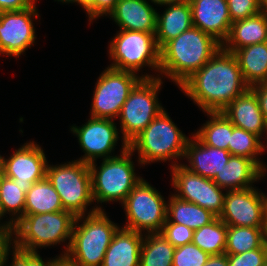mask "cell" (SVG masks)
Instances as JSON below:
<instances>
[{"label":"cell","mask_w":267,"mask_h":266,"mask_svg":"<svg viewBox=\"0 0 267 266\" xmlns=\"http://www.w3.org/2000/svg\"><path fill=\"white\" fill-rule=\"evenodd\" d=\"M266 175L265 171L249 158L231 155L228 163L212 179L220 188L240 190L252 187Z\"/></svg>","instance_id":"21"},{"label":"cell","mask_w":267,"mask_h":266,"mask_svg":"<svg viewBox=\"0 0 267 266\" xmlns=\"http://www.w3.org/2000/svg\"><path fill=\"white\" fill-rule=\"evenodd\" d=\"M221 112L235 127L254 133L260 138L267 134V121L260 110L255 93L250 88Z\"/></svg>","instance_id":"19"},{"label":"cell","mask_w":267,"mask_h":266,"mask_svg":"<svg viewBox=\"0 0 267 266\" xmlns=\"http://www.w3.org/2000/svg\"><path fill=\"white\" fill-rule=\"evenodd\" d=\"M36 0H0V12L21 11L35 5Z\"/></svg>","instance_id":"41"},{"label":"cell","mask_w":267,"mask_h":266,"mask_svg":"<svg viewBox=\"0 0 267 266\" xmlns=\"http://www.w3.org/2000/svg\"><path fill=\"white\" fill-rule=\"evenodd\" d=\"M260 139L262 138L256 134L235 127L232 124V134L228 143V151L231 155L246 157L255 161L266 172L267 166L260 161L258 155H261L267 147Z\"/></svg>","instance_id":"30"},{"label":"cell","mask_w":267,"mask_h":266,"mask_svg":"<svg viewBox=\"0 0 267 266\" xmlns=\"http://www.w3.org/2000/svg\"><path fill=\"white\" fill-rule=\"evenodd\" d=\"M172 185L177 198L195 203L219 217L223 211L225 193L212 179L204 178L177 161L171 164ZM223 192V193H222Z\"/></svg>","instance_id":"12"},{"label":"cell","mask_w":267,"mask_h":266,"mask_svg":"<svg viewBox=\"0 0 267 266\" xmlns=\"http://www.w3.org/2000/svg\"><path fill=\"white\" fill-rule=\"evenodd\" d=\"M113 38L108 47L113 60L111 68L138 74L141 68L149 66L159 72L160 48L155 33L120 30Z\"/></svg>","instance_id":"9"},{"label":"cell","mask_w":267,"mask_h":266,"mask_svg":"<svg viewBox=\"0 0 267 266\" xmlns=\"http://www.w3.org/2000/svg\"><path fill=\"white\" fill-rule=\"evenodd\" d=\"M222 44L210 34L192 27L168 41L160 49L159 75L171 79L179 87L195 71L209 61Z\"/></svg>","instance_id":"2"},{"label":"cell","mask_w":267,"mask_h":266,"mask_svg":"<svg viewBox=\"0 0 267 266\" xmlns=\"http://www.w3.org/2000/svg\"><path fill=\"white\" fill-rule=\"evenodd\" d=\"M127 217L125 229L142 233L161 232L167 220V202L145 179L128 194L122 203Z\"/></svg>","instance_id":"10"},{"label":"cell","mask_w":267,"mask_h":266,"mask_svg":"<svg viewBox=\"0 0 267 266\" xmlns=\"http://www.w3.org/2000/svg\"><path fill=\"white\" fill-rule=\"evenodd\" d=\"M33 17L39 18L36 4L21 11L0 12V55L19 57L35 43Z\"/></svg>","instance_id":"15"},{"label":"cell","mask_w":267,"mask_h":266,"mask_svg":"<svg viewBox=\"0 0 267 266\" xmlns=\"http://www.w3.org/2000/svg\"><path fill=\"white\" fill-rule=\"evenodd\" d=\"M25 195L26 193L12 179L0 173L1 217L11 215L8 221L10 226H14L24 216Z\"/></svg>","instance_id":"33"},{"label":"cell","mask_w":267,"mask_h":266,"mask_svg":"<svg viewBox=\"0 0 267 266\" xmlns=\"http://www.w3.org/2000/svg\"><path fill=\"white\" fill-rule=\"evenodd\" d=\"M203 266H228L227 254L212 255Z\"/></svg>","instance_id":"43"},{"label":"cell","mask_w":267,"mask_h":266,"mask_svg":"<svg viewBox=\"0 0 267 266\" xmlns=\"http://www.w3.org/2000/svg\"><path fill=\"white\" fill-rule=\"evenodd\" d=\"M209 257L197 245L188 243L175 248L172 266H203Z\"/></svg>","instance_id":"34"},{"label":"cell","mask_w":267,"mask_h":266,"mask_svg":"<svg viewBox=\"0 0 267 266\" xmlns=\"http://www.w3.org/2000/svg\"><path fill=\"white\" fill-rule=\"evenodd\" d=\"M159 76L142 75L134 72L107 67L99 76L93 93L91 117L118 119L122 106L130 91L142 78Z\"/></svg>","instance_id":"11"},{"label":"cell","mask_w":267,"mask_h":266,"mask_svg":"<svg viewBox=\"0 0 267 266\" xmlns=\"http://www.w3.org/2000/svg\"><path fill=\"white\" fill-rule=\"evenodd\" d=\"M256 187L229 190L225 193L224 207L219 218L227 226L258 227L264 226V193Z\"/></svg>","instance_id":"13"},{"label":"cell","mask_w":267,"mask_h":266,"mask_svg":"<svg viewBox=\"0 0 267 266\" xmlns=\"http://www.w3.org/2000/svg\"><path fill=\"white\" fill-rule=\"evenodd\" d=\"M263 234H264L265 244H267V213L264 214Z\"/></svg>","instance_id":"47"},{"label":"cell","mask_w":267,"mask_h":266,"mask_svg":"<svg viewBox=\"0 0 267 266\" xmlns=\"http://www.w3.org/2000/svg\"><path fill=\"white\" fill-rule=\"evenodd\" d=\"M55 266H76L75 264L68 261L65 257H61L56 263Z\"/></svg>","instance_id":"45"},{"label":"cell","mask_w":267,"mask_h":266,"mask_svg":"<svg viewBox=\"0 0 267 266\" xmlns=\"http://www.w3.org/2000/svg\"><path fill=\"white\" fill-rule=\"evenodd\" d=\"M210 120L193 135L203 144L228 150L232 134V122L222 112H206Z\"/></svg>","instance_id":"29"},{"label":"cell","mask_w":267,"mask_h":266,"mask_svg":"<svg viewBox=\"0 0 267 266\" xmlns=\"http://www.w3.org/2000/svg\"><path fill=\"white\" fill-rule=\"evenodd\" d=\"M70 130L77 136L79 145L85 153L77 160L89 164L97 158L107 159L116 156H112L111 152L120 139L114 119L90 117L81 127L73 125Z\"/></svg>","instance_id":"14"},{"label":"cell","mask_w":267,"mask_h":266,"mask_svg":"<svg viewBox=\"0 0 267 266\" xmlns=\"http://www.w3.org/2000/svg\"><path fill=\"white\" fill-rule=\"evenodd\" d=\"M166 7L163 14L157 12L155 37L160 49L168 41L193 27L189 0Z\"/></svg>","instance_id":"23"},{"label":"cell","mask_w":267,"mask_h":266,"mask_svg":"<svg viewBox=\"0 0 267 266\" xmlns=\"http://www.w3.org/2000/svg\"><path fill=\"white\" fill-rule=\"evenodd\" d=\"M12 226L6 221L0 224V266H5L13 244Z\"/></svg>","instance_id":"40"},{"label":"cell","mask_w":267,"mask_h":266,"mask_svg":"<svg viewBox=\"0 0 267 266\" xmlns=\"http://www.w3.org/2000/svg\"><path fill=\"white\" fill-rule=\"evenodd\" d=\"M143 234L119 227L112 237L101 266H140Z\"/></svg>","instance_id":"22"},{"label":"cell","mask_w":267,"mask_h":266,"mask_svg":"<svg viewBox=\"0 0 267 266\" xmlns=\"http://www.w3.org/2000/svg\"><path fill=\"white\" fill-rule=\"evenodd\" d=\"M87 214L75 218L71 242L64 257L76 266H101L119 226L108 218L101 206H94ZM79 221L82 222L80 225Z\"/></svg>","instance_id":"3"},{"label":"cell","mask_w":267,"mask_h":266,"mask_svg":"<svg viewBox=\"0 0 267 266\" xmlns=\"http://www.w3.org/2000/svg\"><path fill=\"white\" fill-rule=\"evenodd\" d=\"M264 198H265V208H266L265 213H267V196H266V194H264Z\"/></svg>","instance_id":"49"},{"label":"cell","mask_w":267,"mask_h":266,"mask_svg":"<svg viewBox=\"0 0 267 266\" xmlns=\"http://www.w3.org/2000/svg\"><path fill=\"white\" fill-rule=\"evenodd\" d=\"M192 137L187 142L183 158L189 165L184 166L204 178L213 179L228 163L231 154L228 150L201 143L194 135Z\"/></svg>","instance_id":"20"},{"label":"cell","mask_w":267,"mask_h":266,"mask_svg":"<svg viewBox=\"0 0 267 266\" xmlns=\"http://www.w3.org/2000/svg\"><path fill=\"white\" fill-rule=\"evenodd\" d=\"M63 210L59 194L46 177L33 183L26 192L24 214L52 213Z\"/></svg>","instance_id":"27"},{"label":"cell","mask_w":267,"mask_h":266,"mask_svg":"<svg viewBox=\"0 0 267 266\" xmlns=\"http://www.w3.org/2000/svg\"><path fill=\"white\" fill-rule=\"evenodd\" d=\"M189 3L193 27L210 34L223 44L232 24L227 0H189Z\"/></svg>","instance_id":"17"},{"label":"cell","mask_w":267,"mask_h":266,"mask_svg":"<svg viewBox=\"0 0 267 266\" xmlns=\"http://www.w3.org/2000/svg\"><path fill=\"white\" fill-rule=\"evenodd\" d=\"M133 153L128 144H122L121 153L112 158L102 159L99 167H96V161L88 164L93 200L97 204L109 201H119L122 204L142 179L134 172L135 166L131 157Z\"/></svg>","instance_id":"6"},{"label":"cell","mask_w":267,"mask_h":266,"mask_svg":"<svg viewBox=\"0 0 267 266\" xmlns=\"http://www.w3.org/2000/svg\"><path fill=\"white\" fill-rule=\"evenodd\" d=\"M267 42V17L261 12L242 20L232 22L230 33L222 48L234 53L248 45Z\"/></svg>","instance_id":"24"},{"label":"cell","mask_w":267,"mask_h":266,"mask_svg":"<svg viewBox=\"0 0 267 266\" xmlns=\"http://www.w3.org/2000/svg\"><path fill=\"white\" fill-rule=\"evenodd\" d=\"M228 266H263L267 263V244L240 254H227Z\"/></svg>","instance_id":"35"},{"label":"cell","mask_w":267,"mask_h":266,"mask_svg":"<svg viewBox=\"0 0 267 266\" xmlns=\"http://www.w3.org/2000/svg\"><path fill=\"white\" fill-rule=\"evenodd\" d=\"M2 171V156L0 155V173Z\"/></svg>","instance_id":"50"},{"label":"cell","mask_w":267,"mask_h":266,"mask_svg":"<svg viewBox=\"0 0 267 266\" xmlns=\"http://www.w3.org/2000/svg\"><path fill=\"white\" fill-rule=\"evenodd\" d=\"M47 164L44 150L30 141L15 150L9 158L2 157L1 174L12 179L26 193L33 183L46 177Z\"/></svg>","instance_id":"16"},{"label":"cell","mask_w":267,"mask_h":266,"mask_svg":"<svg viewBox=\"0 0 267 266\" xmlns=\"http://www.w3.org/2000/svg\"><path fill=\"white\" fill-rule=\"evenodd\" d=\"M160 233L176 248L192 243L194 230L185 225L165 222Z\"/></svg>","instance_id":"36"},{"label":"cell","mask_w":267,"mask_h":266,"mask_svg":"<svg viewBox=\"0 0 267 266\" xmlns=\"http://www.w3.org/2000/svg\"><path fill=\"white\" fill-rule=\"evenodd\" d=\"M233 54L249 87L267 81V42L245 46Z\"/></svg>","instance_id":"25"},{"label":"cell","mask_w":267,"mask_h":266,"mask_svg":"<svg viewBox=\"0 0 267 266\" xmlns=\"http://www.w3.org/2000/svg\"><path fill=\"white\" fill-rule=\"evenodd\" d=\"M75 216L66 210L52 213L24 214V216L12 226L13 247L26 252H38L37 248L54 246L65 243L68 245L62 257L68 251Z\"/></svg>","instance_id":"4"},{"label":"cell","mask_w":267,"mask_h":266,"mask_svg":"<svg viewBox=\"0 0 267 266\" xmlns=\"http://www.w3.org/2000/svg\"><path fill=\"white\" fill-rule=\"evenodd\" d=\"M260 12L267 17V0H260Z\"/></svg>","instance_id":"46"},{"label":"cell","mask_w":267,"mask_h":266,"mask_svg":"<svg viewBox=\"0 0 267 266\" xmlns=\"http://www.w3.org/2000/svg\"><path fill=\"white\" fill-rule=\"evenodd\" d=\"M264 245L263 228L227 226L225 254H240Z\"/></svg>","instance_id":"32"},{"label":"cell","mask_w":267,"mask_h":266,"mask_svg":"<svg viewBox=\"0 0 267 266\" xmlns=\"http://www.w3.org/2000/svg\"><path fill=\"white\" fill-rule=\"evenodd\" d=\"M14 249L12 257V263L10 266H55V263L62 257L61 255L57 256V258H53L52 260H42L40 254L38 252H26L17 248Z\"/></svg>","instance_id":"38"},{"label":"cell","mask_w":267,"mask_h":266,"mask_svg":"<svg viewBox=\"0 0 267 266\" xmlns=\"http://www.w3.org/2000/svg\"><path fill=\"white\" fill-rule=\"evenodd\" d=\"M232 22L260 13V0H227Z\"/></svg>","instance_id":"37"},{"label":"cell","mask_w":267,"mask_h":266,"mask_svg":"<svg viewBox=\"0 0 267 266\" xmlns=\"http://www.w3.org/2000/svg\"><path fill=\"white\" fill-rule=\"evenodd\" d=\"M167 201L166 222L185 225L192 230H197L212 221L217 216L199 205L177 198L175 195Z\"/></svg>","instance_id":"26"},{"label":"cell","mask_w":267,"mask_h":266,"mask_svg":"<svg viewBox=\"0 0 267 266\" xmlns=\"http://www.w3.org/2000/svg\"><path fill=\"white\" fill-rule=\"evenodd\" d=\"M175 247L160 232L145 233L140 266H172Z\"/></svg>","instance_id":"28"},{"label":"cell","mask_w":267,"mask_h":266,"mask_svg":"<svg viewBox=\"0 0 267 266\" xmlns=\"http://www.w3.org/2000/svg\"><path fill=\"white\" fill-rule=\"evenodd\" d=\"M189 137L172 122L163 109L153 121L138 134L128 148L138 152V163L141 165L153 162L169 161L184 158Z\"/></svg>","instance_id":"5"},{"label":"cell","mask_w":267,"mask_h":266,"mask_svg":"<svg viewBox=\"0 0 267 266\" xmlns=\"http://www.w3.org/2000/svg\"><path fill=\"white\" fill-rule=\"evenodd\" d=\"M56 1V0H55ZM58 2H62V3H73L75 0H57Z\"/></svg>","instance_id":"48"},{"label":"cell","mask_w":267,"mask_h":266,"mask_svg":"<svg viewBox=\"0 0 267 266\" xmlns=\"http://www.w3.org/2000/svg\"><path fill=\"white\" fill-rule=\"evenodd\" d=\"M151 1L152 3H154L155 5H161V6H165V5H171V4H175V3H181L184 2L186 0H148Z\"/></svg>","instance_id":"44"},{"label":"cell","mask_w":267,"mask_h":266,"mask_svg":"<svg viewBox=\"0 0 267 266\" xmlns=\"http://www.w3.org/2000/svg\"><path fill=\"white\" fill-rule=\"evenodd\" d=\"M227 225L217 217L211 223L194 230L192 243L210 256L225 253Z\"/></svg>","instance_id":"31"},{"label":"cell","mask_w":267,"mask_h":266,"mask_svg":"<svg viewBox=\"0 0 267 266\" xmlns=\"http://www.w3.org/2000/svg\"><path fill=\"white\" fill-rule=\"evenodd\" d=\"M117 2L118 0H75L73 3H77L84 8L91 23L103 15L108 16Z\"/></svg>","instance_id":"39"},{"label":"cell","mask_w":267,"mask_h":266,"mask_svg":"<svg viewBox=\"0 0 267 266\" xmlns=\"http://www.w3.org/2000/svg\"><path fill=\"white\" fill-rule=\"evenodd\" d=\"M162 78H142L130 91L118 117L122 144H129L164 109L158 100Z\"/></svg>","instance_id":"7"},{"label":"cell","mask_w":267,"mask_h":266,"mask_svg":"<svg viewBox=\"0 0 267 266\" xmlns=\"http://www.w3.org/2000/svg\"><path fill=\"white\" fill-rule=\"evenodd\" d=\"M46 178L59 194L64 210L75 217L87 215V207L94 202L88 163L74 160L61 165L47 164Z\"/></svg>","instance_id":"8"},{"label":"cell","mask_w":267,"mask_h":266,"mask_svg":"<svg viewBox=\"0 0 267 266\" xmlns=\"http://www.w3.org/2000/svg\"><path fill=\"white\" fill-rule=\"evenodd\" d=\"M255 93L260 110L267 121V81L250 87Z\"/></svg>","instance_id":"42"},{"label":"cell","mask_w":267,"mask_h":266,"mask_svg":"<svg viewBox=\"0 0 267 266\" xmlns=\"http://www.w3.org/2000/svg\"><path fill=\"white\" fill-rule=\"evenodd\" d=\"M109 16L120 30L156 32L157 10L147 0H118Z\"/></svg>","instance_id":"18"},{"label":"cell","mask_w":267,"mask_h":266,"mask_svg":"<svg viewBox=\"0 0 267 266\" xmlns=\"http://www.w3.org/2000/svg\"><path fill=\"white\" fill-rule=\"evenodd\" d=\"M249 88L235 55L222 47L179 86L205 113L223 111Z\"/></svg>","instance_id":"1"},{"label":"cell","mask_w":267,"mask_h":266,"mask_svg":"<svg viewBox=\"0 0 267 266\" xmlns=\"http://www.w3.org/2000/svg\"><path fill=\"white\" fill-rule=\"evenodd\" d=\"M1 219H3L2 217H1V204H0V220ZM1 222V221H0Z\"/></svg>","instance_id":"51"}]
</instances>
